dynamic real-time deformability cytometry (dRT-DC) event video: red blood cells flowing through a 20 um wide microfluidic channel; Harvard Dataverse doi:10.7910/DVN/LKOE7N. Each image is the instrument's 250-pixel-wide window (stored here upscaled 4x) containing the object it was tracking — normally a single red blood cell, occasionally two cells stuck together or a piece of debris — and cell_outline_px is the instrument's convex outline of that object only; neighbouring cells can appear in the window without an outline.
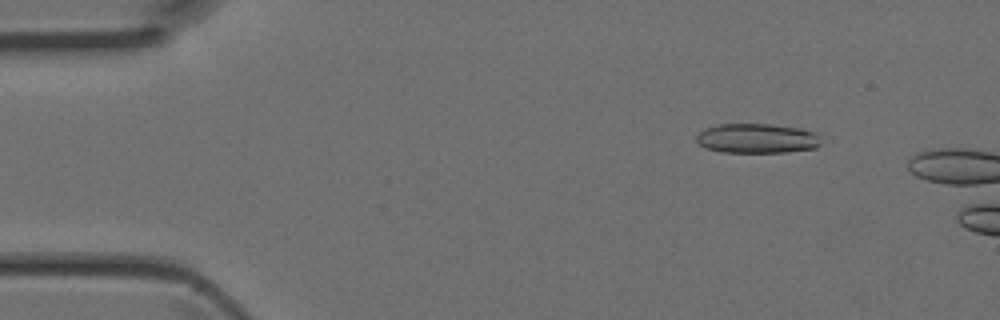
{"species": "Egyptian fruit bat (a non-hibernating species)", "species_latin": "Rousettus aegyptiacus", "temperature_condition": "room temperature", "stored_images_in_passage": 6, "camera_frame_rate_fps": 3000, "um_per_image_px": 0.085, "animal": {"sex": "female"}, "frame": {"image": 1, "passage_image": 2, "time_ms": 0.333, "image_size_px": [1000, 320], "cell_outline_px": [[820, 144], [816, 148], [788, 152], [720, 152], [704, 148], [696, 140], [696, 136], [704, 128], [716, 124], [772, 124], [800, 128], [812, 132], [816, 136]], "centroid_in_image_um": [64.28, 11.76], "position_along_channel_um": 20.7, "area_um2": 21.5}}